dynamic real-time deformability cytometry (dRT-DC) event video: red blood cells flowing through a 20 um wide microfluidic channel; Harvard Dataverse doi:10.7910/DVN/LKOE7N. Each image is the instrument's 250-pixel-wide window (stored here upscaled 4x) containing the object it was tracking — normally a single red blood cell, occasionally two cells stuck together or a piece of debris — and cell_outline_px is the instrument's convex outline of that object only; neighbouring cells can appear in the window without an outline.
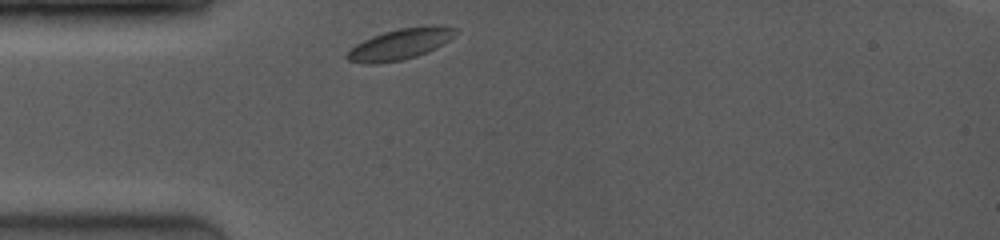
{"species": "common noctule bat (a hibernating species)", "species_latin": "Nyctalus noctula", "temperature_condition": "room temperature", "stored_images_in_passage": 24, "camera_frame_rate_fps": 4000, "um_per_image_px": 0.085, "animal": {"sex": "female", "body_mass_g": 19.0, "forearm_length_mm": 53.3}, "frame": {"image": 1, "passage_image": 1, "time_ms": 0.0, "image_size_px": [1000, 240], "cell_outline_px": [[456, 32], [448, 40], [436, 48], [428, 52], [416, 56], [400, 60], [380, 64], [372, 64], [348, 60], [344, 56], [356, 44], [372, 36], [384, 32], [400, 28], [456, 28]], "centroid_in_image_um": [33.9, 3.81], "position_along_channel_um": 51.1, "area_um2": 18.55}}
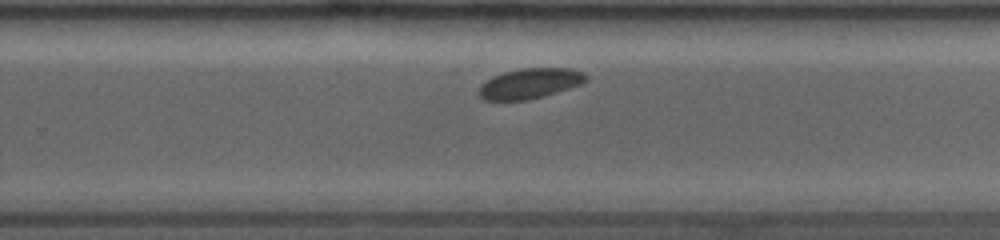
{"frame": {"image": 2, "passage_image": 16, "time_ms": 6.25, "image_size_px": [1000, 240], "cell_outline_px": [[588, 80], [580, 84], [544, 96], [528, 100], [484, 100], [480, 96], [480, 88], [488, 80], [504, 72], [524, 68], [568, 68], [580, 72], [588, 76]], "centroid_in_image_um": [45.08, 7.1], "position_along_channel_um": 284.7, "area_um2": 18.38}}
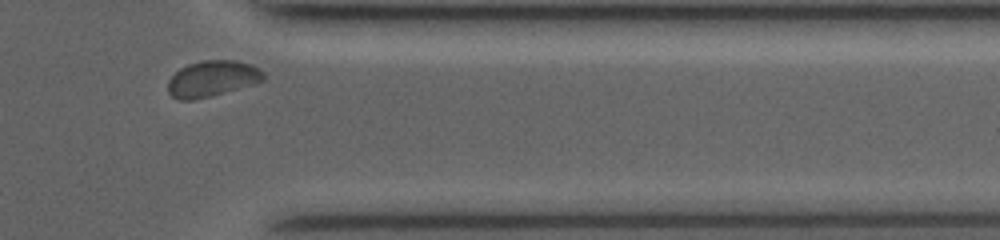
{"frame": {"image": 3, "passage_image": 22, "time_ms": 9.0, "image_size_px": [1000, 240], "cell_outline_px": [[264, 80], [252, 84], [208, 96], [192, 100], [180, 100], [172, 96], [168, 92], [168, 80], [180, 68], [188, 64], [200, 60], [236, 60], [248, 64], [264, 72]], "centroid_in_image_um": [18.0, 6.67], "position_along_channel_um": 393.4, "area_um2": 19.65}, "authors_computed_cell_mechanics": {"area_um2": 19.074, "velocity_mm_per_s": 3.9081, "shape_relaxation_time_tau1_ms": 2.2153, "shape_relaxation_time_tau2_ms": null, "deformation_change_tau1": 0.0374, "deformation_change_tau2": null}}